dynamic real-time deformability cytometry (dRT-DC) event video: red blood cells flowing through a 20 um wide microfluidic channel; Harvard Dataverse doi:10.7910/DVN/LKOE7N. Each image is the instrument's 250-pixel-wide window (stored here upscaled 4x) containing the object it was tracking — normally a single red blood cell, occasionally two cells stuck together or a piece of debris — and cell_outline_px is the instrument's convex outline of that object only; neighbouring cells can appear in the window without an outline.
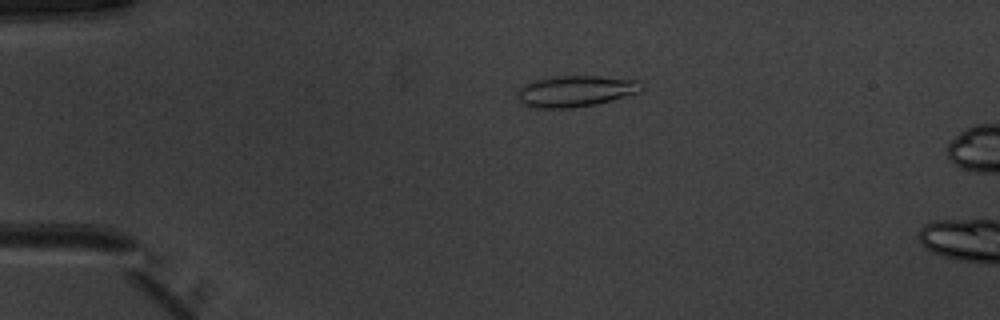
{"species": "common noctule bat (a hibernating species)", "species_latin": "Nyctalus noctula", "temperature_condition": "warm", "stored_images_in_passage": 16, "camera_frame_rate_fps": 3000, "um_per_image_px": 0.085, "animal": {"sex": "male", "body_mass_g": 20.1, "forearm_length_mm": 53.5}, "frame": {"image": 1, "passage_image": 12, "time_ms": 3.667, "image_size_px": [1000, 320], "cell_outline_px": [[644, 88], [640, 92], [596, 104], [572, 108], [536, 108], [520, 104], [516, 96], [516, 92], [524, 84], [532, 80], [556, 76], [600, 76], [636, 80]], "centroid_in_image_um": [48.85, 7.75], "position_along_channel_um": 36.1, "area_um2": 22.72}}